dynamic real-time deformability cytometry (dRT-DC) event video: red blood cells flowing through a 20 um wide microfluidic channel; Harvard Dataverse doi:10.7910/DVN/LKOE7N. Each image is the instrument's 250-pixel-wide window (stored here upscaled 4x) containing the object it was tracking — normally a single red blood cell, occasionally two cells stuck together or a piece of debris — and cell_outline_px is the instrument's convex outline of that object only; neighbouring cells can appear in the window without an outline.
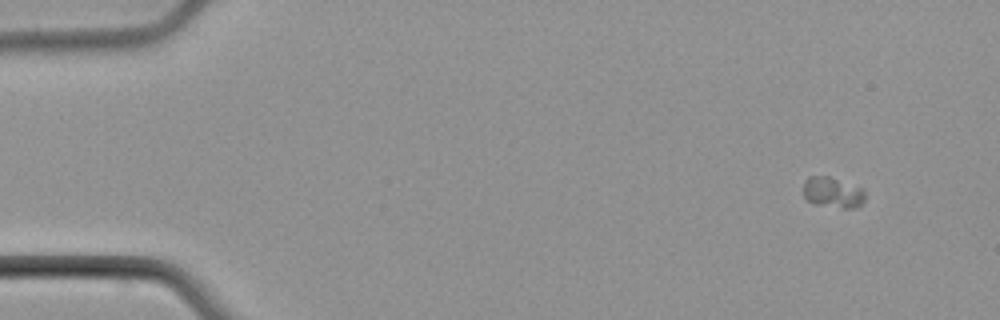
{"species": "common noctule bat (a hibernating species)", "species_latin": "Nyctalus noctula", "temperature_condition": "cold", "stored_images_in_passage": 4, "camera_frame_rate_fps": 3000, "um_per_image_px": 0.085, "animal": {"sex": "male", "body_mass_g": 21.5, "forearm_length_mm": 52.0}, "frame": {"image": 1, "passage_image": 1, "time_ms": 0.0, "image_size_px": [1000, 320], "cell_outline_px": [[864, 200], [856, 208], [844, 208], [816, 204], [808, 200], [804, 196], [804, 180], [808, 176], [828, 176], [864, 188]], "centroid_in_image_um": [70.79, 16.34], "position_along_channel_um": 14.2, "area_um2": 10.98}}